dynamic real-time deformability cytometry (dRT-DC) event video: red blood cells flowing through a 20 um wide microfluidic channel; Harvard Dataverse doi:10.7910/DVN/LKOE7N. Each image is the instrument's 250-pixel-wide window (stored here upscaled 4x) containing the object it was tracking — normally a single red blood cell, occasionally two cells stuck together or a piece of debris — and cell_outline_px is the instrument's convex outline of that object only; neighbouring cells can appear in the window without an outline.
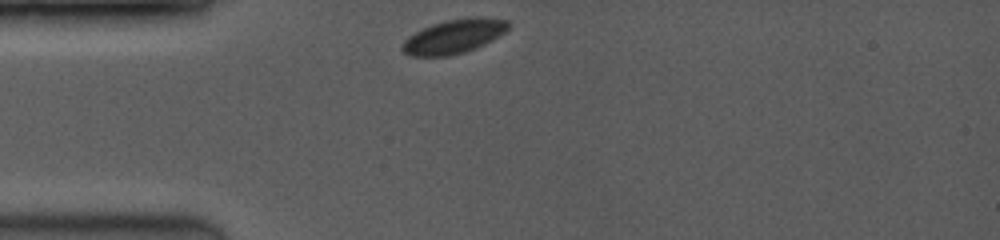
{"species": "common noctule bat (a hibernating species)", "species_latin": "Nyctalus noctula", "temperature_condition": "room temperature", "stored_images_in_passage": 34, "camera_frame_rate_fps": 3500, "um_per_image_px": 0.085, "animal": {"sex": "female", "body_mass_g": 19.0, "forearm_length_mm": 53.3}, "frame": {"image": 1, "passage_image": 1, "time_ms": 0.0, "image_size_px": [1000, 240], "cell_outline_px": [[512, 24], [500, 36], [476, 48], [464, 52], [448, 56], [408, 56], [400, 48], [404, 40], [408, 36], [432, 24], [444, 20], [472, 16], [480, 16], [508, 20]], "centroid_in_image_um": [38.6, 3.08], "position_along_channel_um": 46.4, "area_um2": 21.33}}
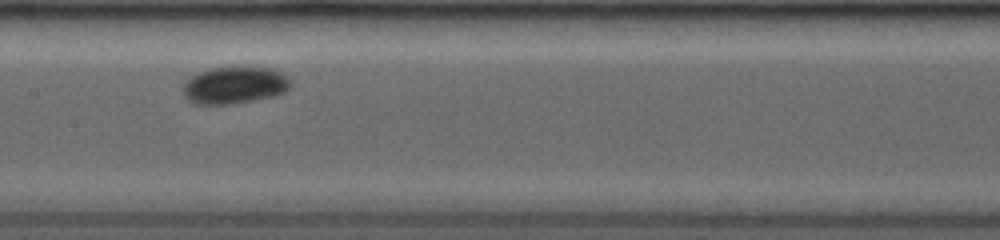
{"frame": {"image": 2, "passage_image": 18, "time_ms": 4.0, "image_size_px": [1000, 240], "cell_outline_px": [[292, 84], [284, 92], [272, 96], [252, 100], [228, 104], [192, 104], [184, 96], [184, 84], [196, 72], [212, 68], [248, 64], [272, 68], [288, 76]], "centroid_in_image_um": [19.96, 7.19], "position_along_channel_um": 187.4, "area_um2": 23.81}}
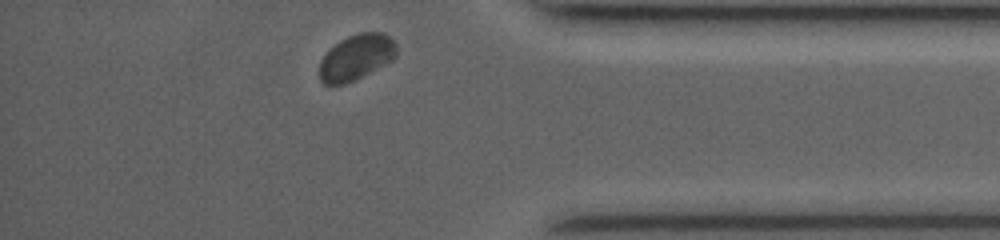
{"frame": {"image": 3, "passage_image": 34, "time_ms": 9.714, "image_size_px": [1000, 240], "cell_outline_px": [[396, 56], [392, 60], [356, 80], [344, 84], [324, 84], [320, 80], [320, 60], [340, 40], [348, 36], [360, 32], [380, 32], [388, 36], [396, 44]], "centroid_in_image_um": [30.29, 4.87], "position_along_channel_um": 404.9, "area_um2": 20.23}, "authors_computed_cell_mechanics": {"area_um2": 22.1374, "velocity_mm_per_s": 3.9295, "shape_relaxation_time_tau1_ms": 3.0078, "shape_relaxation_time_tau2_ms": null, "deformation_change_tau1": 0.0779, "deformation_change_tau2": null}}